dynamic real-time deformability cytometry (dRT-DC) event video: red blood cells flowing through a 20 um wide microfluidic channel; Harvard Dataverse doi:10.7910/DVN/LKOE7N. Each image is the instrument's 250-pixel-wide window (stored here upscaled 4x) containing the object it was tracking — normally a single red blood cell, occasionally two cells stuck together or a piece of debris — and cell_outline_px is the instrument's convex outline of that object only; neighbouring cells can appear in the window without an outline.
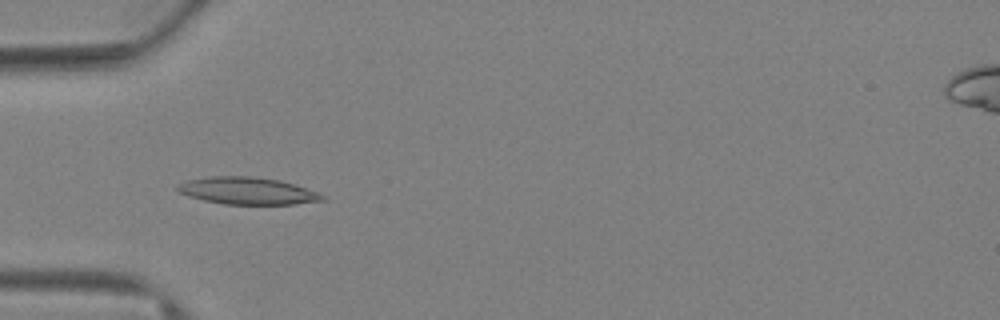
{"species": "Egyptian fruit bat (a non-hibernating species)", "species_latin": "Rousettus aegyptiacus", "temperature_condition": "warm", "stored_images_in_passage": 73, "camera_frame_rate_fps": 3000, "um_per_image_px": 0.085, "animal": {"sex": "female"}, "frame": {"image": 1, "passage_image": 24, "time_ms": 7.667, "image_size_px": [1000, 320], "cell_outline_px": [[328, 200], [296, 204], [224, 204], [204, 200], [188, 196], [180, 192], [176, 188], [180, 184], [188, 180], [212, 176], [252, 176], [280, 180], [328, 196]], "centroid_in_image_um": [21.08, 16.23], "position_along_channel_um": 63.9, "area_um2": 22.77}}
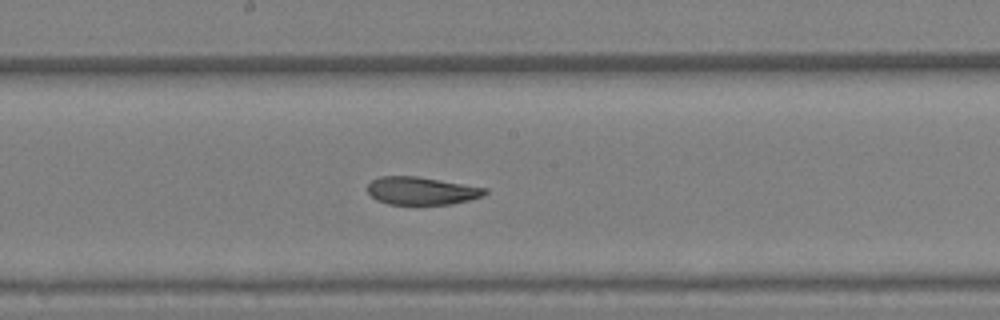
{"frame": {"image": 2, "passage_image": 40, "time_ms": 13.0, "image_size_px": [1000, 320], "cell_outline_px": [[488, 192], [484, 196], [452, 204], [388, 204], [376, 200], [368, 192], [368, 184], [372, 180], [380, 176], [416, 176], [488, 188]], "centroid_in_image_um": [35.84, 16.22], "position_along_channel_um": 212.4, "area_um2": 19.02}}
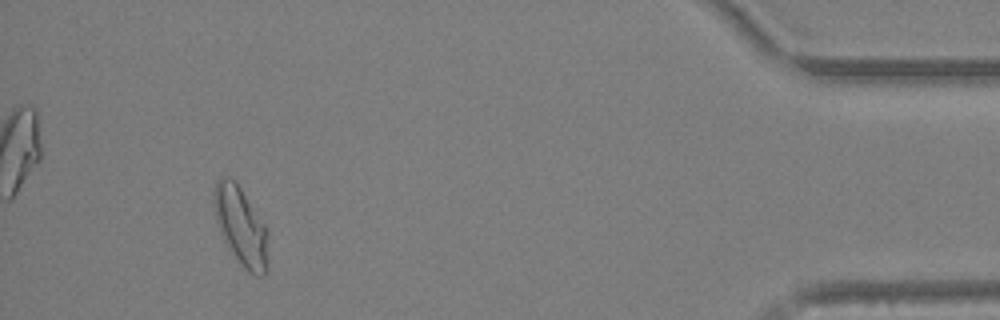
{"frame": {"image": 3, "passage_image": 68, "time_ms": 22.333, "image_size_px": [1000, 320], "cell_outline_px": [[268, 236], [264, 276], [256, 276], [248, 272], [244, 268], [228, 244], [216, 220], [216, 180], [224, 176], [228, 176], [240, 188], [264, 224], [268, 232]], "centroid_in_image_um": [20.52, 19.24], "position_along_channel_um": 414.7, "area_um2": 23.24}, "authors_computed_cell_mechanics": {"area_um2": 21.4438, "velocity_mm_per_s": 2.8311, "shape_relaxation_time_tau1_ms": null, "shape_relaxation_time_tau2_ms": 3.2091, "deformation_change_tau1": null, "deformation_change_tau2": 0.0918}}